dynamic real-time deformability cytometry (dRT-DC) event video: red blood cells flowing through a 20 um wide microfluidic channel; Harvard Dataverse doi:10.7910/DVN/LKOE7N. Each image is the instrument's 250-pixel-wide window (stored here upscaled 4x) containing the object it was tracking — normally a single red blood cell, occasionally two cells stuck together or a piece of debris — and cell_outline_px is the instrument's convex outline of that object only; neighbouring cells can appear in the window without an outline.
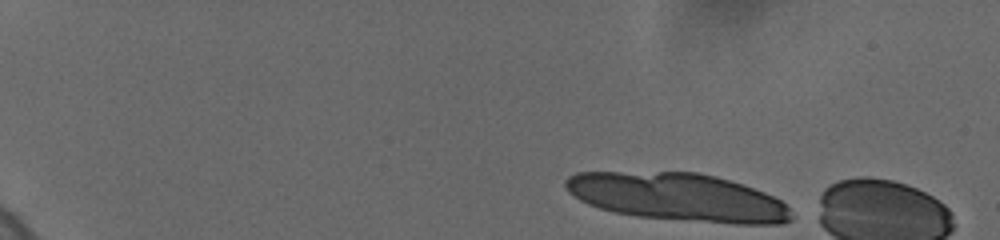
{"species": "human", "species_latin": "Homo sapiens", "temperature_condition": "cold", "stored_images_in_passage": 9, "camera_frame_rate_fps": 3000, "um_per_image_px": 0.085, "donor": {"sex": "female"}, "frame": {"image": 1, "passage_image": 1, "time_ms": 0.0, "image_size_px": [1000, 240], "cell_outline_px": [[796, 216], [792, 220], [784, 224], [736, 224], [636, 216], [616, 212], [600, 208], [588, 204], [580, 200], [568, 192], [564, 184], [564, 180], [568, 176], [576, 172], [700, 172], [716, 176], [764, 192], [780, 200]], "centroid_in_image_um": [57.63, 16.76], "position_along_channel_um": 27.4, "area_um2": 63.0}}